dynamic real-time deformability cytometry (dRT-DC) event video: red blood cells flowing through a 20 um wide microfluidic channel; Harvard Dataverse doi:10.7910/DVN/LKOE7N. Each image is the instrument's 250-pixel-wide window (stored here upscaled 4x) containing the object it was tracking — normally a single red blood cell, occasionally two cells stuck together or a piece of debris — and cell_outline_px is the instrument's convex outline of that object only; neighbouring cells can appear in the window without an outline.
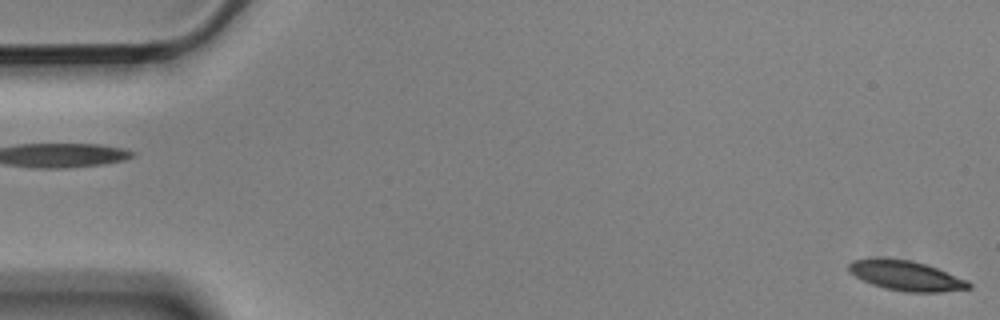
{"species": "Egyptian fruit bat (a non-hibernating species)", "species_latin": "Rousettus aegyptiacus", "temperature_condition": "cold", "stored_images_in_passage": 3, "segment_of_instrument_passage": [2, 2], "camera_frame_rate_fps": 3000, "um_per_image_px": 0.085, "animal": {"sex": "male"}, "frame": {"image": 1, "passage_image": 3, "time_ms": 0.667, "image_size_px": [1000, 320], "cell_outline_px": [[972, 288], [940, 292], [904, 292], [884, 288], [872, 284], [848, 272], [848, 264], [852, 260], [912, 260], [936, 268], [968, 280], [972, 284]], "centroid_in_image_um": [77.07, 23.47], "position_along_channel_um": 7.9, "area_um2": 20.35}}